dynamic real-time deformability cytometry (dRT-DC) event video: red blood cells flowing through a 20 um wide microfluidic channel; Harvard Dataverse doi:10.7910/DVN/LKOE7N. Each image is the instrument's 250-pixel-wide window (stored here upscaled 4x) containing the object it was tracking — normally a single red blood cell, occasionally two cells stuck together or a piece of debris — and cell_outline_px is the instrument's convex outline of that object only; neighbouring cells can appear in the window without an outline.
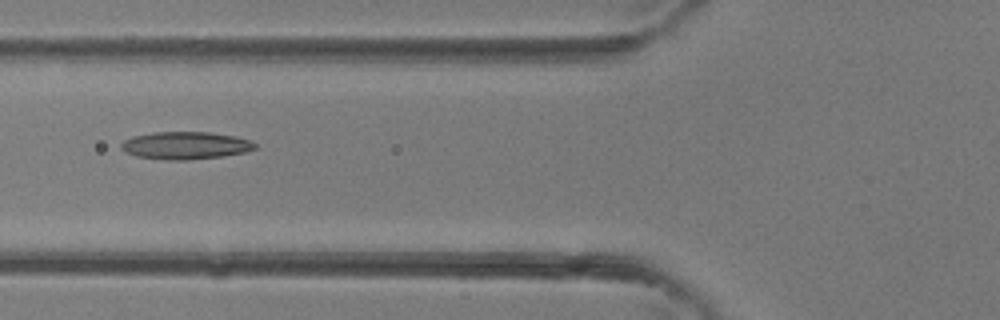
{"species": "common noctule bat (a hibernating species)", "species_latin": "Nyctalus noctula", "temperature_condition": "room temperature", "stored_images_in_passage": 4, "camera_frame_rate_fps": 3000, "um_per_image_px": 0.085, "animal": {"sex": "female"}, "frame": {"image": 1, "passage_image": 4, "time_ms": 1.0, "image_size_px": [1000, 320], "cell_outline_px": [[256, 148], [244, 152], [224, 156], [188, 160], [168, 160], [136, 156], [124, 152], [120, 148], [120, 144], [124, 140], [132, 136], [156, 132], [208, 132], [236, 136], [252, 140], [256, 144]], "centroid_in_image_um": [15.76, 12.36], "position_along_channel_um": 110.0, "area_um2": 21.62}}